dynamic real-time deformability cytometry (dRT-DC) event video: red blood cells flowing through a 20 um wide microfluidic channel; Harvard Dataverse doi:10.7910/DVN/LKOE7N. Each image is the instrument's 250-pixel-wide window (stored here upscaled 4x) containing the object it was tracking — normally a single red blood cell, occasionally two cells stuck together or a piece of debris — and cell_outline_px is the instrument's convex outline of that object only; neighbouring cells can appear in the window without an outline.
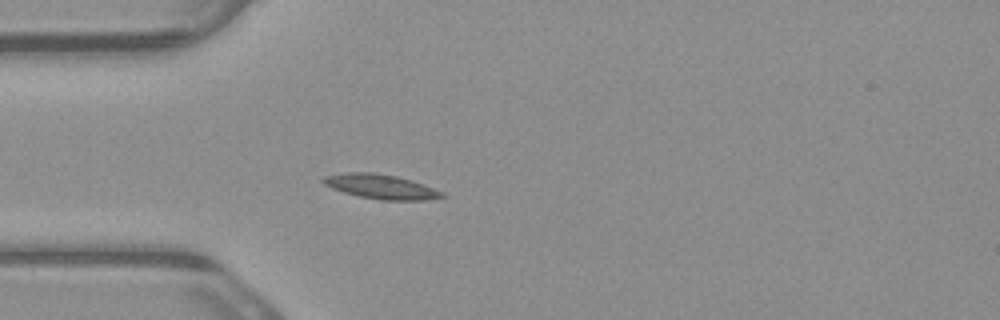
{"species": "common noctule bat (a hibernating species)", "species_latin": "Nyctalus noctula", "temperature_condition": "warm", "stored_images_in_passage": 4, "camera_frame_rate_fps": 3000, "um_per_image_px": 0.085, "animal": {"sex": "male", "body_mass_g": 23.1, "forearm_length_mm": 52.7}, "frame": {"image": 1, "passage_image": 4, "time_ms": 1.0, "image_size_px": [1000, 320], "cell_outline_px": [[448, 196], [424, 200], [380, 200], [360, 196], [344, 192], [332, 188], [324, 184], [320, 180], [324, 176], [348, 172], [372, 172], [396, 176], [412, 180], [424, 184], [444, 192]], "centroid_in_image_um": [32.4, 15.86], "position_along_channel_um": 52.6, "area_um2": 16.99}}